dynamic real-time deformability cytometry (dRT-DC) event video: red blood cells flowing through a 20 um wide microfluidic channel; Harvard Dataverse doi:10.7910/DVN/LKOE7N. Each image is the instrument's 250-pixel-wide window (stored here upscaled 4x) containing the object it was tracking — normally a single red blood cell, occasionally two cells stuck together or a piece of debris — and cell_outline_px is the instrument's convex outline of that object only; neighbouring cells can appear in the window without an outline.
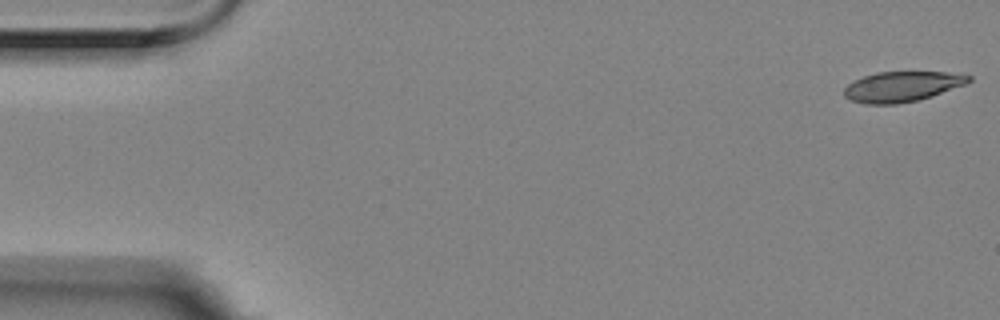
{"species": "Egyptian fruit bat (a non-hibernating species)", "species_latin": "Rousettus aegyptiacus", "temperature_condition": "room temperature", "stored_images_in_passage": 57, "camera_frame_rate_fps": 3000, "um_per_image_px": 0.085, "animal": {"sex": "female"}, "frame": {"image": 1, "passage_image": 1, "time_ms": 0.0, "image_size_px": [1000, 320], "cell_outline_px": [[972, 80], [968, 84], [932, 96], [916, 100], [896, 104], [864, 104], [852, 100], [844, 96], [844, 88], [848, 84], [864, 76], [876, 72], [944, 72], [972, 76]], "centroid_in_image_um": [76.7, 7.36], "position_along_channel_um": 8.3, "area_um2": 21.91}}
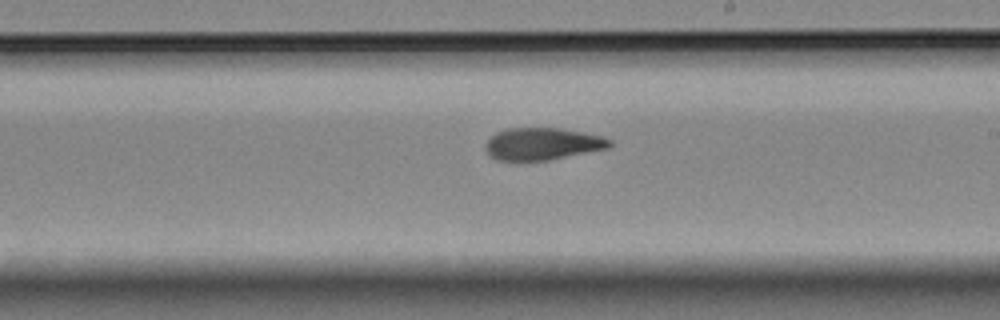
{"frame": {"image": 2, "passage_image": 32, "time_ms": 10.333, "image_size_px": [1000, 320], "cell_outline_px": [[612, 144], [608, 148], [548, 160], [516, 164], [496, 160], [484, 148], [484, 144], [496, 132], [508, 128], [560, 128], [600, 136], [612, 140]], "centroid_in_image_um": [46.03, 12.27], "position_along_channel_um": 243.0, "area_um2": 23.76}}
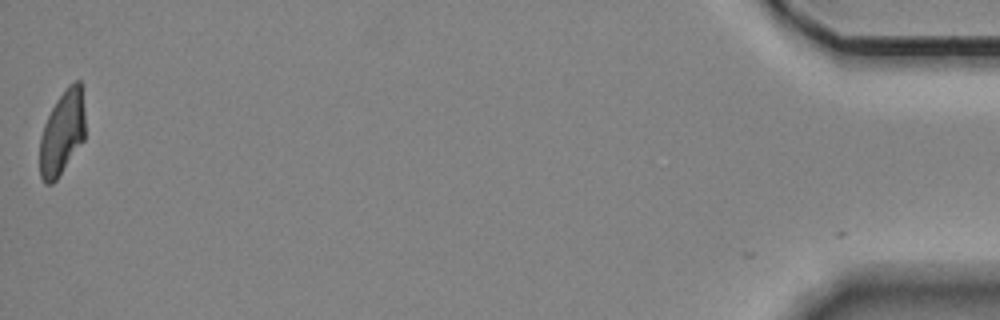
{"frame": {"image": 3, "passage_image": 56, "time_ms": 18.333, "image_size_px": [1000, 320], "cell_outline_px": [[84, 140], [56, 180], [52, 184], [44, 184], [40, 176], [40, 136], [44, 124], [56, 100], [68, 84], [76, 80], [80, 80], [84, 108]], "centroid_in_image_um": [5.28, 11.29], "position_along_channel_um": 429.9, "area_um2": 22.25}, "authors_computed_cell_mechanics": {"area_um2": 23.5246, "velocity_mm_per_s": 3.5214, "shape_relaxation_time_tau1_ms": 8.4533, "shape_relaxation_time_tau2_ms": 3.1917, "deformation_change_tau1": 0.215, "deformation_change_tau2": 0.1008}}